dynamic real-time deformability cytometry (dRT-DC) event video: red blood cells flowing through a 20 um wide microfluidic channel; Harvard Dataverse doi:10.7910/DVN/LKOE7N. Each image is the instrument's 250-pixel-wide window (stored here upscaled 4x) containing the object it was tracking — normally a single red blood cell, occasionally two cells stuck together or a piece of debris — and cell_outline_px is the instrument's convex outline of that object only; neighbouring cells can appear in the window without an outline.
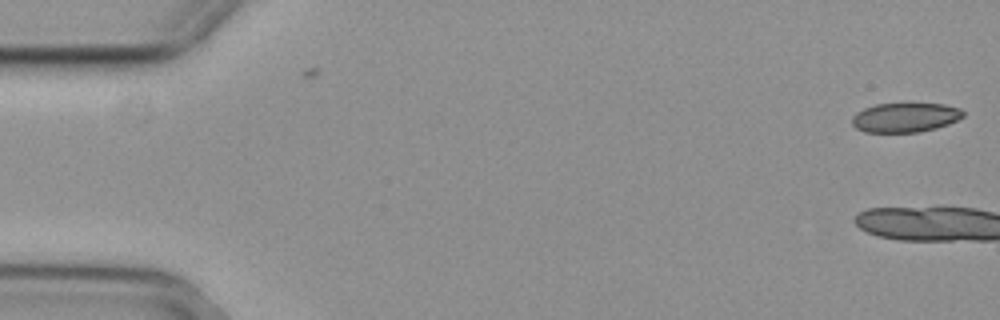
{"species": "common noctule bat (a hibernating species)", "species_latin": "Nyctalus noctula", "temperature_condition": "cold", "stored_images_in_passage": 4, "camera_frame_rate_fps": 3000, "um_per_image_px": 0.085, "animal": {"sex": "female", "body_mass_g": 29.2, "forearm_length_mm": 56.3}, "frame": {"image": 1, "passage_image": 4, "time_ms": 1.0, "image_size_px": [1000, 320], "cell_outline_px": [[964, 116], [948, 124], [936, 128], [920, 132], [864, 132], [856, 128], [852, 124], [852, 116], [856, 112], [864, 108], [876, 104], [944, 104], [960, 108], [964, 112]], "centroid_in_image_um": [76.93, 9.99], "position_along_channel_um": 8.1, "area_um2": 19.02}}